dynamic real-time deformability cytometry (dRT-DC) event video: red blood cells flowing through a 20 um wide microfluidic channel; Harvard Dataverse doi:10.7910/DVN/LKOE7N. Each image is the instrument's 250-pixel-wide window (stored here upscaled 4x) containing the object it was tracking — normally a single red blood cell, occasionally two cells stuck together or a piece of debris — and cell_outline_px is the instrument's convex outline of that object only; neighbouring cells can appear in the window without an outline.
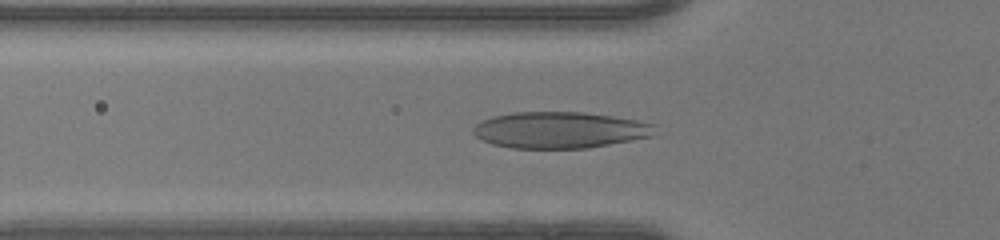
{"species": "human", "species_latin": "Homo sapiens", "temperature_condition": "warm", "stored_images_in_passage": 34, "camera_frame_rate_fps": 3000, "um_per_image_px": 0.085, "donor": {"sex": "female"}, "frame": {"image": 1, "passage_image": 2, "time_ms": 0.333, "image_size_px": [1000, 240], "cell_outline_px": [[656, 136], [588, 148], [512, 148], [492, 144], [476, 136], [472, 132], [472, 128], [480, 120], [492, 116], [512, 112], [584, 112], [612, 116], [636, 120], [656, 124]], "centroid_in_image_um": [47.61, 11.05], "position_along_channel_um": 78.2, "area_um2": 38.9}}
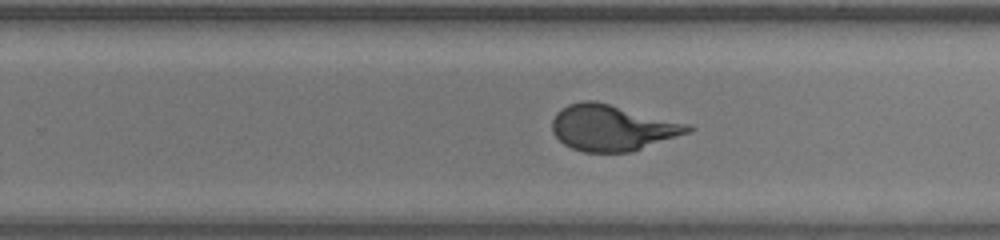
{"frame": {"image": 2, "passage_image": 16, "time_ms": 5.0, "image_size_px": [1000, 240], "cell_outline_px": [[696, 128], [692, 132], [632, 152], [584, 152], [572, 148], [564, 144], [552, 132], [552, 120], [556, 112], [560, 108], [568, 104], [580, 100], [596, 100], [692, 124]], "centroid_in_image_um": [52.09, 10.84], "position_along_channel_um": 277.7, "area_um2": 37.05}}
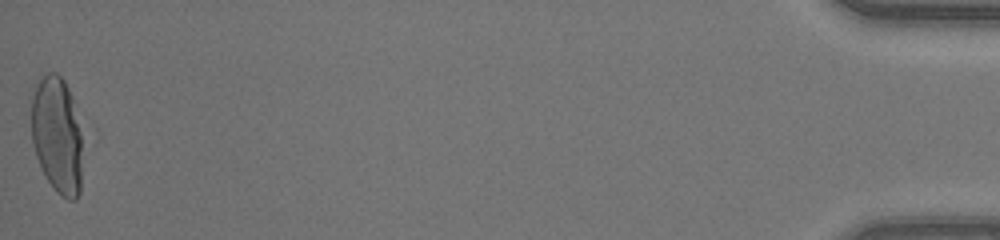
{"frame": {"image": 3, "passage_image": 34, "time_ms": 11.0, "image_size_px": [1000, 240], "cell_outline_px": [[84, 128], [80, 192], [76, 200], [68, 200], [60, 196], [56, 192], [48, 180], [36, 156], [32, 144], [32, 88], [48, 72], [56, 72], [64, 80], [72, 96]], "centroid_in_image_um": [4.91, 11.48], "position_along_channel_um": 430.3, "area_um2": 35.95}, "authors_computed_cell_mechanics": {"area_um2": 36.3273, "velocity_mm_per_s": 4.2802, "shape_relaxation_time_tau1_ms": 5.2956, "shape_relaxation_time_tau2_ms": null, "deformation_change_tau1": 0.2533, "deformation_change_tau2": null}}